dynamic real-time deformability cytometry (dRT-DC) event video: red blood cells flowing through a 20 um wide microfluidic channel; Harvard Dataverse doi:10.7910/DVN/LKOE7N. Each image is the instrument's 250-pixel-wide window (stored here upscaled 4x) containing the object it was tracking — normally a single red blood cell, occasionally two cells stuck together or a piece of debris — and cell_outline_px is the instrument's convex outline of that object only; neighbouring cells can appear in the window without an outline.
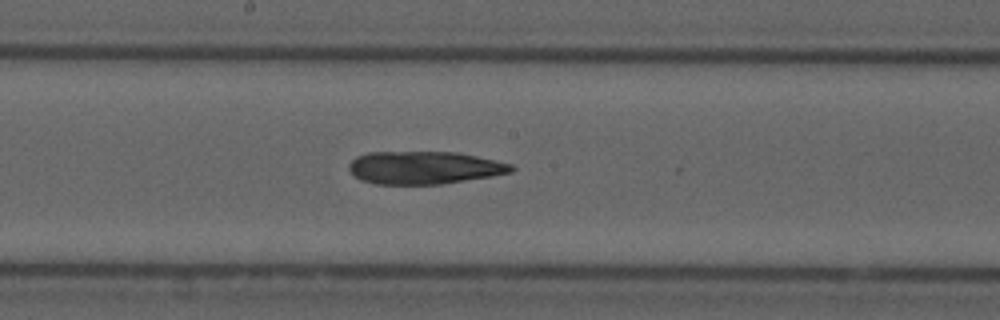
{"species": "common noctule bat (a hibernating species)", "species_latin": "Nyctalus noctula", "temperature_condition": "cold", "stored_images_in_passage": 37, "camera_frame_rate_fps": 3000, "um_per_image_px": 0.085, "animal": {"sex": "male", "forearm_length_mm": 52.5}, "frame": {"image": 1, "passage_image": 12, "time_ms": 3.667, "image_size_px": [1000, 320], "cell_outline_px": [[516, 168], [512, 172], [492, 176], [440, 184], [376, 184], [360, 180], [348, 168], [348, 164], [356, 156], [368, 152], [456, 152], [496, 160], [512, 164]], "centroid_in_image_um": [36.06, 14.25], "position_along_channel_um": 212.1, "area_um2": 31.04}}
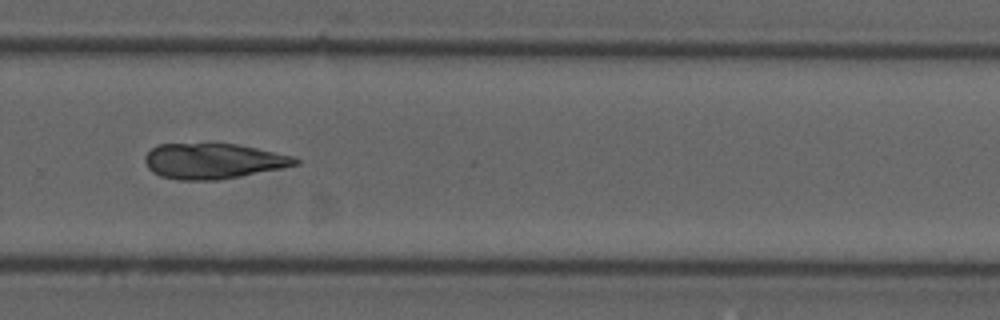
{"frame": {"image": 2, "passage_image": 20, "time_ms": 6.333, "image_size_px": [1000, 320], "cell_outline_px": [[300, 164], [284, 168], [220, 180], [176, 180], [160, 176], [152, 172], [148, 168], [144, 160], [144, 156], [156, 144], [236, 144], [256, 148], [292, 156], [300, 160]], "centroid_in_image_um": [18.11, 13.7], "position_along_channel_um": 311.7, "area_um2": 31.15}}
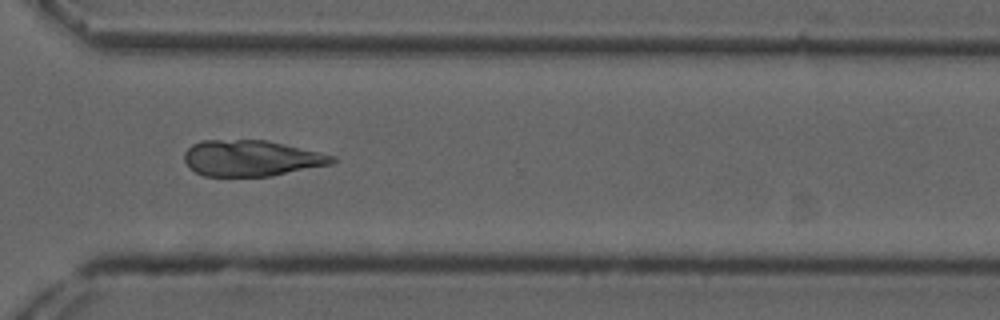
{"frame": {"image": 3, "passage_image": 23, "time_ms": 7.333, "image_size_px": [1000, 320], "cell_outline_px": [[336, 160], [332, 164], [272, 176], [204, 176], [188, 168], [184, 160], [184, 152], [192, 144], [200, 140], [268, 140], [320, 152], [336, 156]], "centroid_in_image_um": [21.35, 13.44], "position_along_channel_um": 349.2, "area_um2": 31.27}}